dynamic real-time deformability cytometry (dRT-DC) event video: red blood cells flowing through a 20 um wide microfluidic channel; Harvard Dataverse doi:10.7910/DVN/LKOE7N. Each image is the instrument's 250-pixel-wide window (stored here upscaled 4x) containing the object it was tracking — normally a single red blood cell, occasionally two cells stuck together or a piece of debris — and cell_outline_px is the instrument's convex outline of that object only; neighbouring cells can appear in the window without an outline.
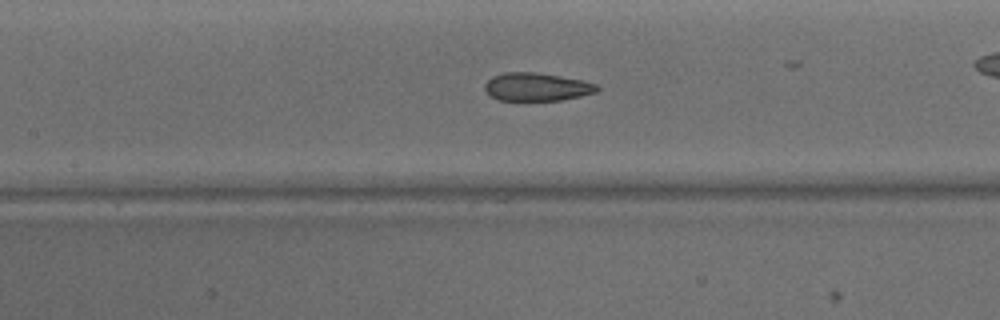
{"species": "common noctule bat (a hibernating species)", "species_latin": "Nyctalus noctula", "temperature_condition": "warm", "stored_images_in_passage": 49, "camera_frame_rate_fps": 3000, "um_per_image_px": 0.085, "animal": {"sex": "male", "body_mass_g": 15.6}, "frame": {"image": 1, "passage_image": 22, "time_ms": 7.0, "image_size_px": [1000, 320], "cell_outline_px": [[600, 88], [596, 92], [580, 96], [560, 100], [496, 100], [484, 88], [484, 84], [492, 76], [504, 72], [536, 72], [584, 80], [596, 84]], "centroid_in_image_um": [45.62, 7.37], "position_along_channel_um": 161.8, "area_um2": 18.38}, "authors_computed_cell_mechanics": {"area_um2": 20.6924, "velocity_mm_per_s": 4.1512, "shape_relaxation_time_tau1_ms": null, "shape_relaxation_time_tau2_ms": 1.4631, "deformation_change_tau1": null, "deformation_change_tau2": 0.0772}}